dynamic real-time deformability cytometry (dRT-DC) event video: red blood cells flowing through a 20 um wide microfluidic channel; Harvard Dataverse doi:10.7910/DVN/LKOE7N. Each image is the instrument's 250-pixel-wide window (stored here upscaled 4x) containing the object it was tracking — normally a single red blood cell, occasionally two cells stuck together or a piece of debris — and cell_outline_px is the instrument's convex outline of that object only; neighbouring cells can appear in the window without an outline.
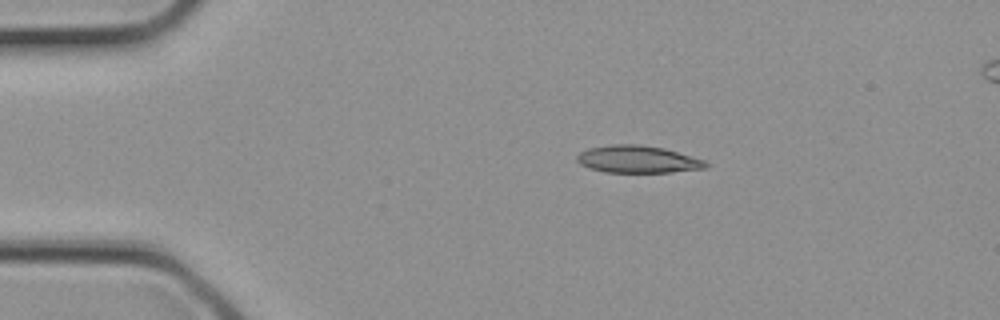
{"species": "common noctule bat (a hibernating species)", "species_latin": "Nyctalus noctula", "temperature_condition": "cold", "stored_images_in_passage": 2, "camera_frame_rate_fps": 3000, "um_per_image_px": 0.085, "animal": {"sex": "female", "body_mass_g": 21.9}, "frame": {"image": 1, "passage_image": 1, "time_ms": 0.0, "image_size_px": [1000, 320], "cell_outline_px": [[708, 168], [672, 172], [604, 172], [588, 168], [580, 164], [576, 160], [576, 156], [580, 152], [588, 148], [612, 144], [640, 144], [664, 148], [704, 160], [708, 164]], "centroid_in_image_um": [54.18, 13.54], "position_along_channel_um": 30.8, "area_um2": 20.58}}